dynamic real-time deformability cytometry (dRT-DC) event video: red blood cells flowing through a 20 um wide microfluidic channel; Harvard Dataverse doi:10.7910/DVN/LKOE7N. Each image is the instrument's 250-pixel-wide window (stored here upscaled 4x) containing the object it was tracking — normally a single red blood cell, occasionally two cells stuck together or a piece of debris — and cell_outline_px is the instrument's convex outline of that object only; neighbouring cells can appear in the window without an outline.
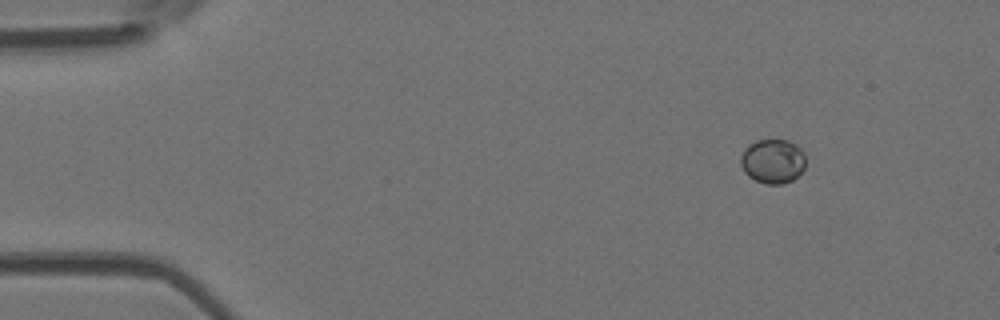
{"species": "Egyptian fruit bat (a non-hibernating species)", "species_latin": "Rousettus aegyptiacus", "temperature_condition": "room temperature", "stored_images_in_passage": 4, "camera_frame_rate_fps": 3000, "um_per_image_px": 0.085, "animal": {"sex": "female"}, "frame": {"image": 1, "passage_image": 1, "time_ms": 0.0, "image_size_px": [1000, 320], "cell_outline_px": [[804, 168], [792, 180], [780, 184], [764, 184], [748, 176], [744, 172], [740, 164], [740, 156], [748, 144], [756, 140], [788, 140], [796, 144], [804, 152]], "centroid_in_image_um": [65.66, 13.69], "position_along_channel_um": 19.3, "area_um2": 16.82}}